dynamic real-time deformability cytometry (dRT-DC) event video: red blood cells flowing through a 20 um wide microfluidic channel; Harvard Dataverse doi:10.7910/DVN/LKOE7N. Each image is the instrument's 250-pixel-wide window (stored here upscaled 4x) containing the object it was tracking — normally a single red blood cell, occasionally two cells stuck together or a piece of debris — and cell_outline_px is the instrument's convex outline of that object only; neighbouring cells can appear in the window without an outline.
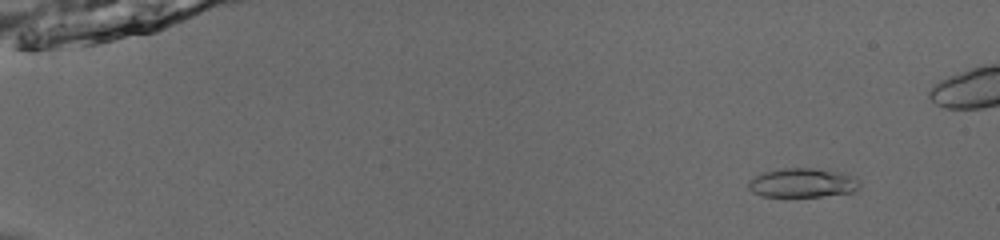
{"species": "common noctule bat (a hibernating species)", "species_latin": "Nyctalus noctula", "temperature_condition": "room temperature", "stored_images_in_passage": 52, "camera_frame_rate_fps": 3000, "um_per_image_px": 0.085, "animal": {"sex": "male", "body_mass_g": 13.0, "forearm_length_mm": 53.1}, "frame": {"image": 1, "passage_image": 6, "time_ms": 1.667, "image_size_px": [1000, 240], "cell_outline_px": [[860, 188], [852, 192], [820, 196], [784, 200], [760, 196], [752, 192], [748, 188], [748, 180], [764, 172], [784, 168], [812, 168], [840, 172], [856, 176], [860, 180]], "centroid_in_image_um": [68.18, 15.59], "position_along_channel_um": 16.8, "area_um2": 19.83}}
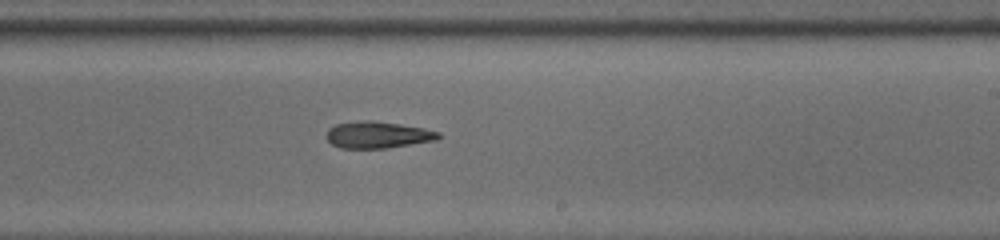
{"frame": {"image": 2, "passage_image": 35, "time_ms": 11.333, "image_size_px": [1000, 240], "cell_outline_px": [[440, 136], [436, 140], [388, 148], [340, 148], [332, 144], [328, 140], [328, 128], [336, 124], [368, 120], [372, 120], [424, 128], [440, 132]], "centroid_in_image_um": [32.12, 11.47], "position_along_channel_um": 256.9, "area_um2": 17.22}}
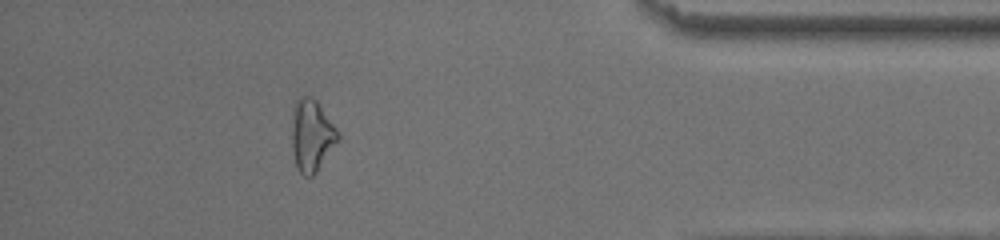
{"frame": {"image": 3, "passage_image": 49, "time_ms": 16.0, "image_size_px": [1000, 240], "cell_outline_px": [[340, 140], [316, 172], [312, 176], [304, 176], [296, 168], [292, 152], [292, 108], [296, 100], [300, 96], [312, 96], [316, 100], [336, 128], [340, 136]], "centroid_in_image_um": [26.48, 11.51], "position_along_channel_um": 408.7, "area_um2": 19.54}}